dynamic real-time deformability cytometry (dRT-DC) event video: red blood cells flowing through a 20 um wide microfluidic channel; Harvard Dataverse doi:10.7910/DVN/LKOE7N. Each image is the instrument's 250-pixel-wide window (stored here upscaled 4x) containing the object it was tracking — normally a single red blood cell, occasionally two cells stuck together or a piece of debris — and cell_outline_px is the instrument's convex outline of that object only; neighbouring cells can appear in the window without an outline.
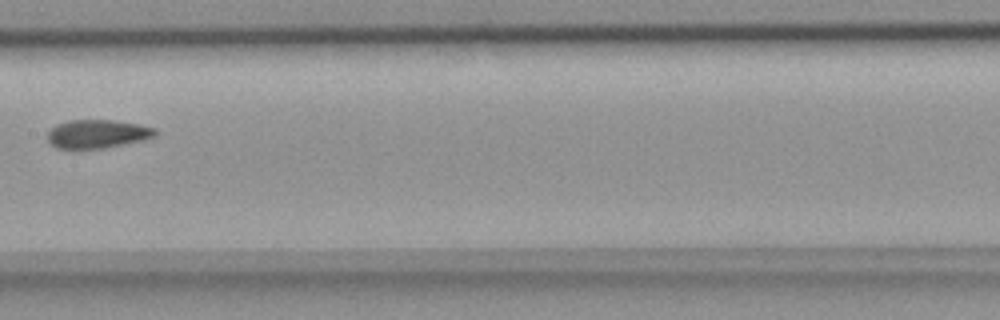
{"species": "common noctule bat (a hibernating species)", "species_latin": "Nyctalus noctula", "temperature_condition": "room temperature", "stored_images_in_passage": 7, "camera_frame_rate_fps": 3000, "um_per_image_px": 0.085, "animal": {"sex": "female", "body_mass_g": 18.4}, "frame": {"image": 1, "passage_image": 7, "time_ms": 2.0, "image_size_px": [1000, 320], "cell_outline_px": [[156, 136], [144, 140], [104, 148], [56, 148], [48, 144], [48, 132], [56, 124], [68, 120], [112, 120], [140, 124], [156, 128]], "centroid_in_image_um": [8.28, 11.38], "position_along_channel_um": 199.1, "area_um2": 17.98}}